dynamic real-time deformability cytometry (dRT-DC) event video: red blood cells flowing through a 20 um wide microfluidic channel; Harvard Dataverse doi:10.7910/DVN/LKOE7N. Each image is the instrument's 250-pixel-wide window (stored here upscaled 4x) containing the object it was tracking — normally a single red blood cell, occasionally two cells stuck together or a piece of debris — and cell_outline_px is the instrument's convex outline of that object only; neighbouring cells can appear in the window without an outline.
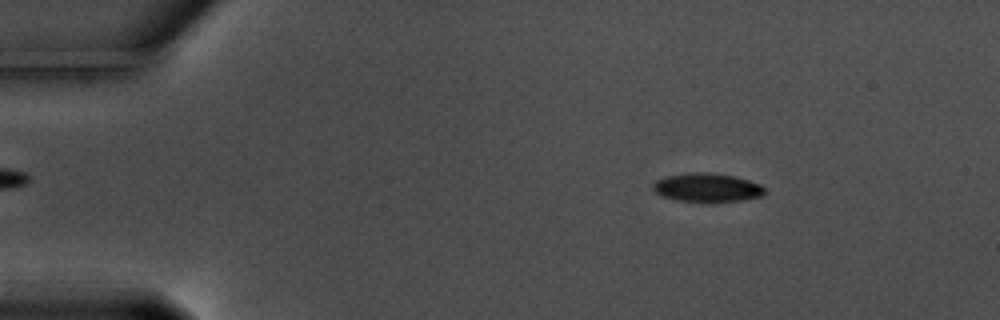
{"species": "common noctule bat (a hibernating species)", "species_latin": "Nyctalus noctula", "temperature_condition": "warm", "stored_images_in_passage": 58, "camera_frame_rate_fps": 3000, "um_per_image_px": 0.085, "animal": {"sex": "male", "body_mass_g": 17.5, "forearm_length_mm": 52.3}, "frame": {"image": 1, "passage_image": 9, "time_ms": 2.667, "image_size_px": [1000, 320], "cell_outline_px": [[764, 192], [760, 196], [740, 200], [676, 200], [660, 196], [652, 188], [652, 184], [656, 180], [668, 176], [692, 172], [708, 172], [732, 176], [748, 180], [760, 184], [764, 188]], "centroid_in_image_um": [60.05, 15.91], "position_along_channel_um": 25.0, "area_um2": 18.03}}
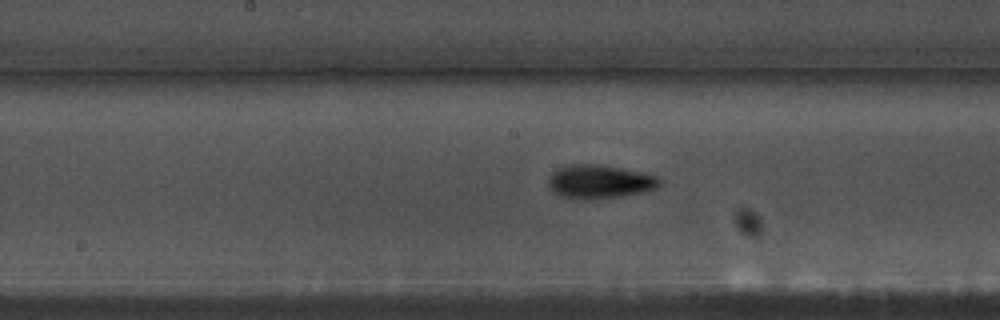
{"frame": {"image": 2, "passage_image": 30, "time_ms": 9.667, "image_size_px": [1000, 320], "cell_outline_px": [[664, 180], [660, 188], [644, 192], [620, 196], [584, 200], [576, 200], [560, 196], [552, 192], [548, 188], [548, 180], [552, 172], [556, 168], [568, 164], [600, 164], [660, 176]], "centroid_in_image_um": [50.98, 15.45], "position_along_channel_um": 197.2, "area_um2": 22.43}}
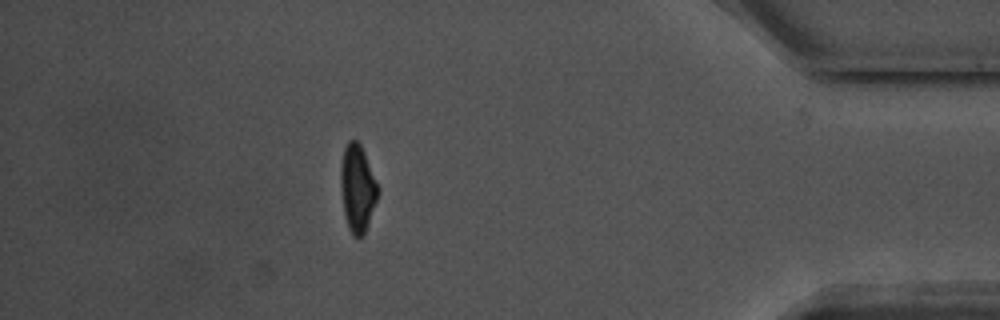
{"frame": {"image": 3, "passage_image": 51, "time_ms": 16.667, "image_size_px": [1000, 320], "cell_outline_px": [[380, 192], [364, 236], [352, 236], [348, 228], [344, 216], [340, 184], [340, 164], [344, 148], [348, 140], [356, 140], [360, 144], [364, 152], [380, 188]], "centroid_in_image_um": [30.39, 16.02], "position_along_channel_um": 404.8, "area_um2": 19.31}, "authors_computed_cell_mechanics": {"area_um2": 19.3052, "velocity_mm_per_s": 3.5794, "shape_relaxation_time_tau1_ms": 3.4349, "shape_relaxation_time_tau2_ms": 4.706, "deformation_change_tau1": 0.1307, "deformation_change_tau2": 0.1103}}